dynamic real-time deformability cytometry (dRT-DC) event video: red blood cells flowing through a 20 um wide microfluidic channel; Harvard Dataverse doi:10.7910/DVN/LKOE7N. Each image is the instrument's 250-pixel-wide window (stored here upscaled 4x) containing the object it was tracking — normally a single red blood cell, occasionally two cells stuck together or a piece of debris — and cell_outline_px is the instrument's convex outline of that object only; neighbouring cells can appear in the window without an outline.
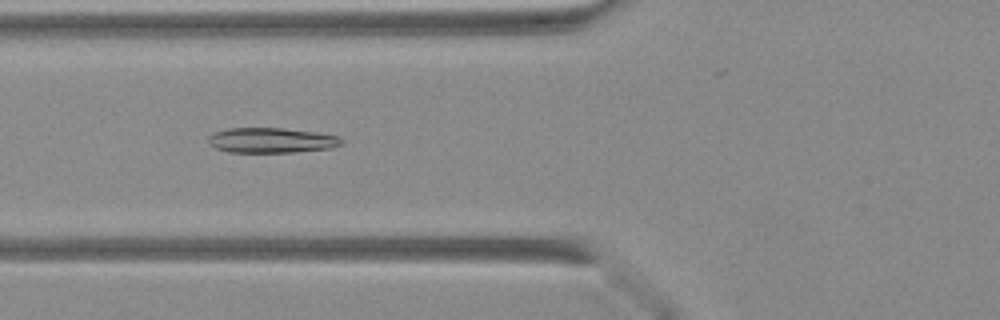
{"species": "Egyptian fruit bat (a non-hibernating species)", "species_latin": "Rousettus aegyptiacus", "temperature_condition": "warm", "stored_images_in_passage": 22, "camera_frame_rate_fps": 3000, "um_per_image_px": 0.085, "animal": {"sex": "female"}, "frame": {"image": 1, "passage_image": 5, "time_ms": 1.333, "image_size_px": [1000, 320], "cell_outline_px": [[344, 140], [340, 144], [332, 148], [292, 152], [228, 152], [216, 148], [208, 144], [208, 136], [212, 132], [228, 128], [284, 128], [316, 132], [340, 136]], "centroid_in_image_um": [23.05, 11.92], "position_along_channel_um": 102.8, "area_um2": 19.65}}
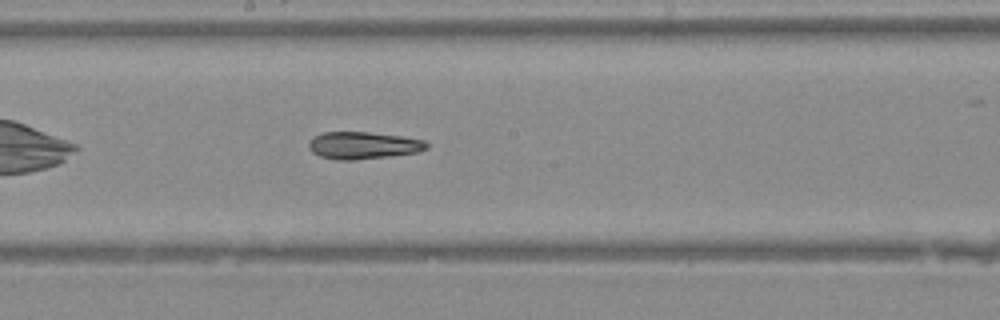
{"frame": {"image": 2, "passage_image": 12, "time_ms": 3.667, "image_size_px": [1000, 320], "cell_outline_px": [[428, 148], [416, 152], [388, 156], [352, 160], [336, 160], [320, 156], [312, 152], [308, 148], [308, 140], [312, 136], [324, 132], [368, 132], [404, 136], [424, 140], [428, 144]], "centroid_in_image_um": [30.82, 12.35], "position_along_channel_um": 217.4, "area_um2": 18.79}}
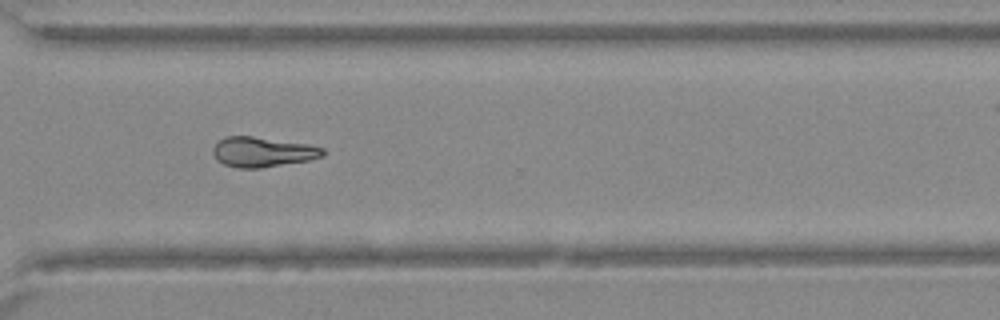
{"frame": {"image": 3, "passage_image": 20, "time_ms": 6.333, "image_size_px": [1000, 320], "cell_outline_px": [[324, 156], [308, 160], [260, 168], [236, 168], [224, 164], [216, 160], [212, 152], [212, 148], [224, 136], [252, 136], [304, 144], [324, 148]], "centroid_in_image_um": [22.26, 12.92], "position_along_channel_um": 348.3, "area_um2": 19.02}}